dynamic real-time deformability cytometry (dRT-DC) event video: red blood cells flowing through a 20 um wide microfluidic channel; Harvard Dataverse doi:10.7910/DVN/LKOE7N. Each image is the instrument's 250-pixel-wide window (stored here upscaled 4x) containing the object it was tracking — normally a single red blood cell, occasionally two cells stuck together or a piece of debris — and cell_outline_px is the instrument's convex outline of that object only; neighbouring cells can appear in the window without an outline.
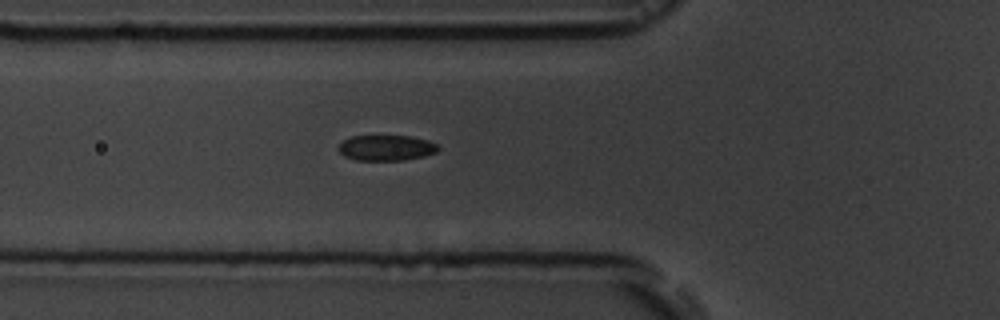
{"species": "common noctule bat (a hibernating species)", "species_latin": "Nyctalus noctula", "temperature_condition": "room temperature", "stored_images_in_passage": 6, "camera_frame_rate_fps": 3000, "um_per_image_px": 0.085, "animal": {"sex": "male", "body_mass_g": 19.5, "forearm_length_mm": 54.6}, "frame": {"image": 1, "passage_image": 6, "time_ms": 5.333, "image_size_px": [1000, 320], "cell_outline_px": [[440, 148], [436, 152], [424, 156], [404, 160], [356, 160], [344, 156], [336, 148], [344, 140], [352, 136], [412, 136], [428, 140], [436, 144]], "centroid_in_image_um": [32.83, 12.56], "position_along_channel_um": 93.0, "area_um2": 14.85}}